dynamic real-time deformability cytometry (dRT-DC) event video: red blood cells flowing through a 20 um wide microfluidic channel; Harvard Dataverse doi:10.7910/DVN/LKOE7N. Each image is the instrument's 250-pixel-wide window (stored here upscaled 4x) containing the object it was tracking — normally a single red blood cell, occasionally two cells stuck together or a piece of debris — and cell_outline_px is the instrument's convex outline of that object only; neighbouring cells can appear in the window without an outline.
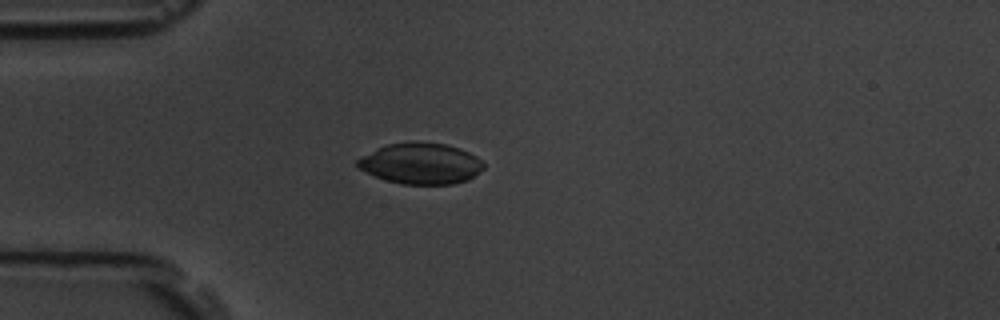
{"species": "common noctule bat (a hibernating species)", "species_latin": "Nyctalus noctula", "temperature_condition": "room temperature", "stored_images_in_passage": 5, "camera_frame_rate_fps": 3000, "um_per_image_px": 0.085, "animal": {"sex": "male", "body_mass_g": 19.5, "forearm_length_mm": 54.6}, "frame": {"image": 1, "passage_image": 5, "time_ms": 4.667, "image_size_px": [1000, 320], "cell_outline_px": [[484, 168], [468, 180], [452, 184], [400, 184], [376, 176], [360, 168], [356, 164], [356, 160], [360, 156], [376, 148], [388, 144], [408, 140], [416, 140], [444, 144], [460, 148], [476, 156], [484, 164]], "centroid_in_image_um": [35.76, 13.87], "position_along_channel_um": 49.2, "area_um2": 30.35}}